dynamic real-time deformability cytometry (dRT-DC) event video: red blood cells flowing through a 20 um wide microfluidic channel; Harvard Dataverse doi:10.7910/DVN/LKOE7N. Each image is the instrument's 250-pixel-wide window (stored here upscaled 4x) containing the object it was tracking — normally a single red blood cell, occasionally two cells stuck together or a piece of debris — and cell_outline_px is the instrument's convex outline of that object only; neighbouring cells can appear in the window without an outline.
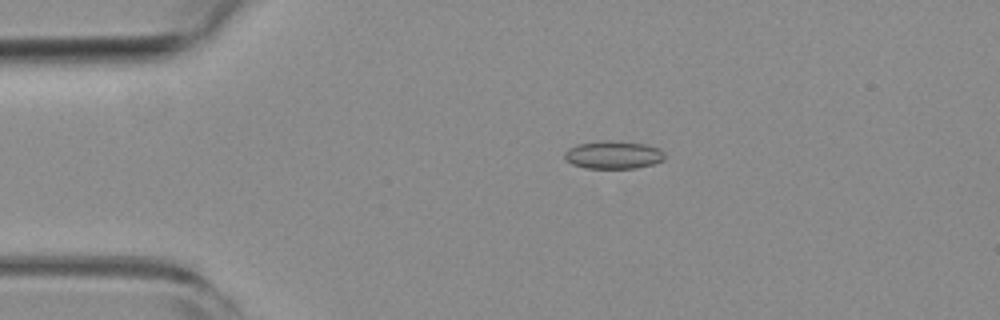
{"species": "common noctule bat (a hibernating species)", "species_latin": "Nyctalus noctula", "temperature_condition": "room temperature", "stored_images_in_passage": 44, "camera_frame_rate_fps": 3000, "um_per_image_px": 0.085, "animal": {"sex": "female", "body_mass_g": 19.3, "forearm_length_mm": 54.1}, "frame": {"image": 1, "passage_image": 3, "time_ms": 0.667, "image_size_px": [1000, 320], "cell_outline_px": [[664, 160], [652, 164], [636, 168], [584, 168], [572, 164], [564, 156], [564, 152], [568, 148], [576, 144], [604, 140], [616, 140], [644, 144], [660, 148], [664, 152]], "centroid_in_image_um": [52.13, 13.15], "position_along_channel_um": 32.9, "area_um2": 16.42}}
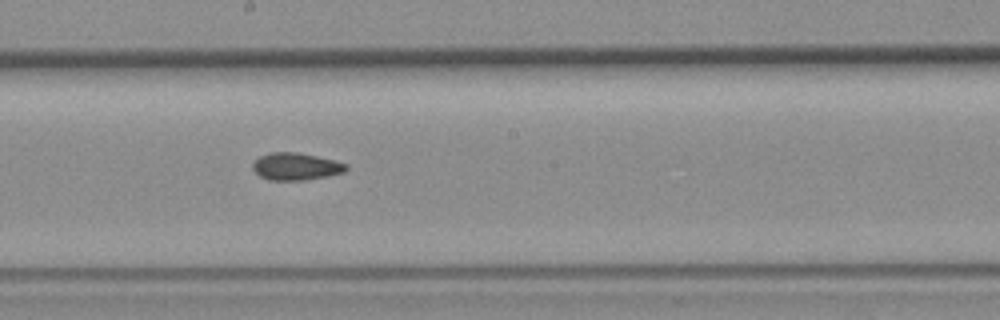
{"frame": {"image": 2, "passage_image": 21, "time_ms": 6.667, "image_size_px": [1000, 320], "cell_outline_px": [[348, 168], [344, 172], [328, 176], [304, 180], [268, 180], [260, 176], [252, 168], [252, 164], [260, 156], [272, 152], [296, 152], [316, 156], [348, 164]], "centroid_in_image_um": [25.15, 14.15], "position_along_channel_um": 223.1, "area_um2": 14.74}}
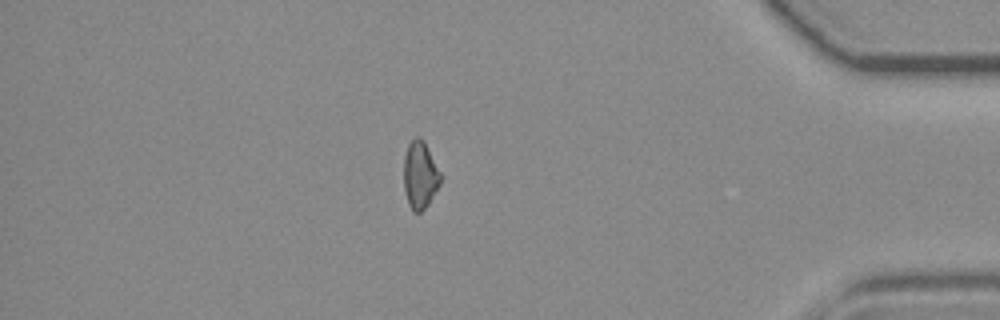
{"frame": {"image": 3, "passage_image": 38, "time_ms": 12.333, "image_size_px": [1000, 320], "cell_outline_px": [[440, 184], [428, 204], [420, 212], [412, 212], [408, 204], [404, 188], [404, 156], [408, 144], [416, 136], [420, 136], [424, 140], [440, 172]], "centroid_in_image_um": [35.69, 14.87], "position_along_channel_um": 399.5, "area_um2": 14.39}}